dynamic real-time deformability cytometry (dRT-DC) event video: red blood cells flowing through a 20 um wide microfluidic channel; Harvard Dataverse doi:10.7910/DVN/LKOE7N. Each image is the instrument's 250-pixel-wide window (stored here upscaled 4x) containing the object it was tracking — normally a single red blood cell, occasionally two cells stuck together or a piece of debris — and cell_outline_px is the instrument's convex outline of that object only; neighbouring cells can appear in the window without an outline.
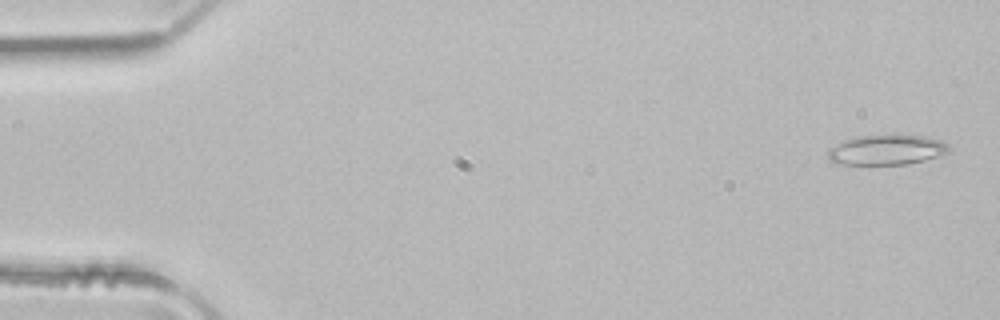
{"species": "common noctule bat (a hibernating species)", "species_latin": "Nyctalus noctula", "temperature_condition": "room temperature", "stored_images_in_passage": 4, "camera_frame_rate_fps": 3000, "um_per_image_px": 0.085, "animal": {"sex": "male", "body_mass_g": 21.5, "forearm_length_mm": 52.0}, "frame": {"image": 1, "passage_image": 1, "time_ms": 0.0, "image_size_px": [1000, 320], "cell_outline_px": [[952, 152], [924, 160], [908, 164], [836, 164], [828, 160], [828, 148], [844, 140], [856, 136], [924, 136], [940, 140], [948, 144], [952, 148]], "centroid_in_image_um": [75.37, 12.75], "position_along_channel_um": 9.6, "area_um2": 21.15}}